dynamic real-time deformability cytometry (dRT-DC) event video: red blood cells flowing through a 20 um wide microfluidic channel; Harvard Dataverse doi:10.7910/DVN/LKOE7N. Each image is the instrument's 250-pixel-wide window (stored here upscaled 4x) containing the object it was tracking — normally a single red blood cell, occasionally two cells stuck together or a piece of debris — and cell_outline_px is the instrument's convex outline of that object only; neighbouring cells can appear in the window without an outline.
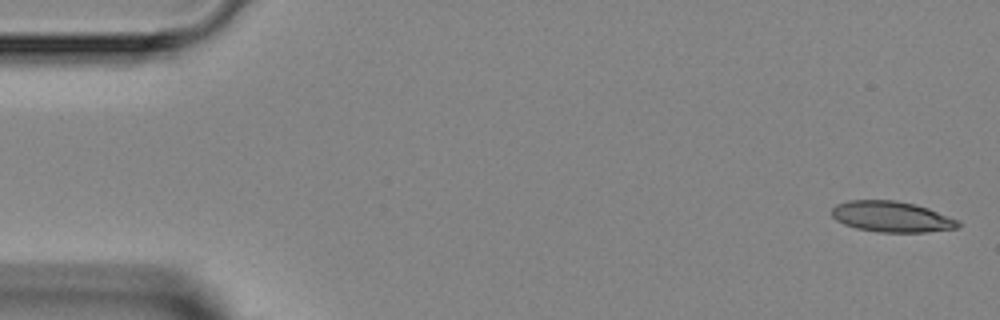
{"species": "Egyptian fruit bat (a non-hibernating species)", "species_latin": "Rousettus aegyptiacus", "temperature_condition": "room temperature", "stored_images_in_passage": 4, "camera_frame_rate_fps": 3000, "um_per_image_px": 0.085, "animal": {"sex": "female"}, "frame": {"image": 1, "passage_image": 1, "time_ms": 0.0, "image_size_px": [1000, 320], "cell_outline_px": [[960, 228], [924, 232], [880, 232], [856, 228], [844, 224], [836, 220], [832, 216], [832, 208], [836, 204], [848, 200], [896, 200], [916, 204], [928, 208], [960, 220]], "centroid_in_image_um": [75.81, 18.41], "position_along_channel_um": 9.2, "area_um2": 22.83}}
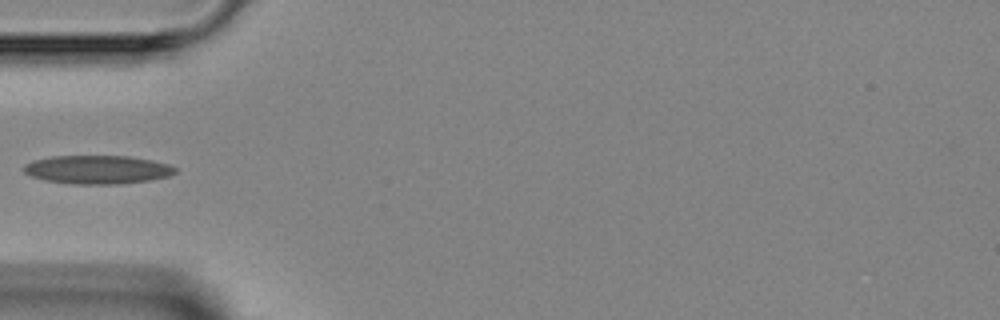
{"frame": {"image": 2, "passage_image": 4, "time_ms": 4.667, "image_size_px": [1000, 320], "cell_outline_px": [[176, 172], [168, 176], [148, 180], [120, 184], [72, 184], [44, 180], [32, 176], [24, 172], [24, 164], [32, 160], [52, 156], [128, 156], [152, 160], [168, 164], [176, 168]], "centroid_in_image_um": [8.26, 14.41], "position_along_channel_um": 76.7, "area_um2": 25.14}}